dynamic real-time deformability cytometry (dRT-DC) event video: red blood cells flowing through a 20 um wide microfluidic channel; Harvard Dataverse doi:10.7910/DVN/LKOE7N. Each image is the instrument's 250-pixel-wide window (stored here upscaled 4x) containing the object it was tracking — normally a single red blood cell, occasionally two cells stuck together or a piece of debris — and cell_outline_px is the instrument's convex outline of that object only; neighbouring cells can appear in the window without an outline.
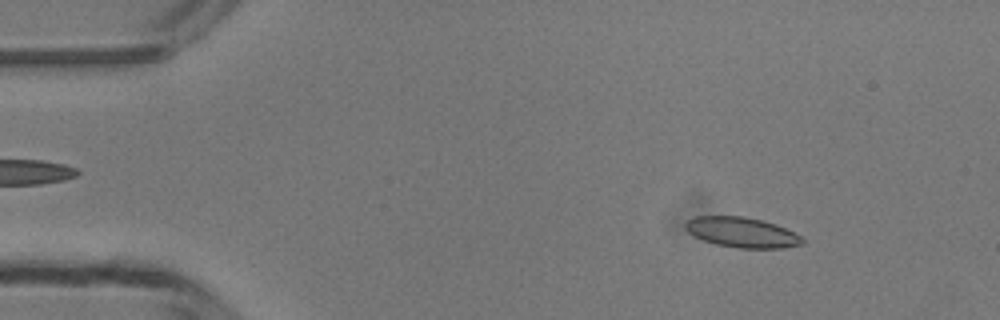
{"species": "common noctule bat (a hibernating species)", "species_latin": "Nyctalus noctula", "temperature_condition": "room temperature", "stored_images_in_passage": 48, "camera_frame_rate_fps": 3000, "um_per_image_px": 0.085, "animal": {"sex": "male", "body_mass_g": 13.3}, "frame": {"image": 1, "passage_image": 6, "time_ms": 1.667, "image_size_px": [1000, 320], "cell_outline_px": [[804, 244], [784, 248], [736, 248], [716, 244], [704, 240], [688, 232], [684, 228], [684, 224], [688, 220], [696, 216], [744, 216], [776, 224], [800, 236], [804, 240]], "centroid_in_image_um": [63.05, 19.75], "position_along_channel_um": 21.9, "area_um2": 20.46}}
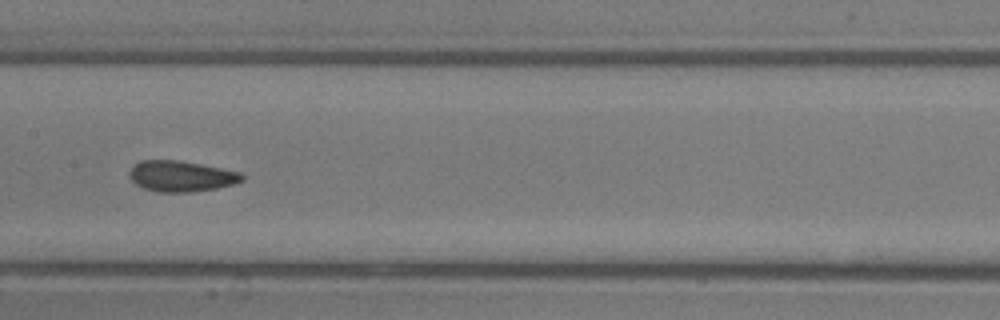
{"frame": {"image": 2, "passage_image": 24, "time_ms": 7.667, "image_size_px": [1000, 320], "cell_outline_px": [[244, 180], [236, 184], [216, 188], [192, 192], [156, 192], [144, 188], [136, 184], [128, 176], [128, 172], [140, 160], [176, 160], [200, 164], [240, 172], [244, 176]], "centroid_in_image_um": [15.4, 14.98], "position_along_channel_um": 192.0, "area_um2": 20.23}}
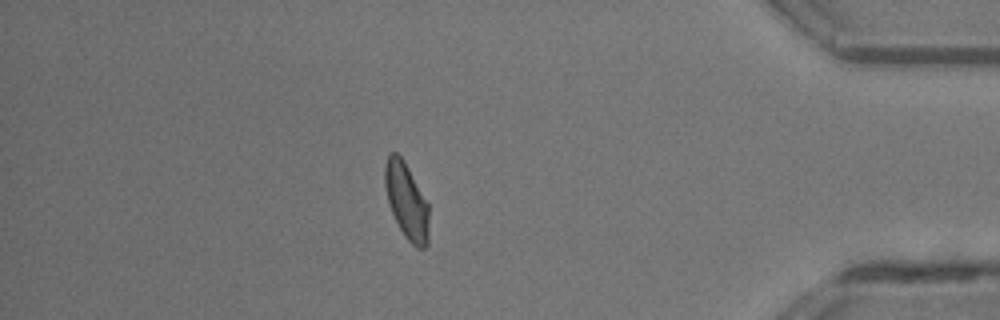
{"frame": {"image": 3, "passage_image": 42, "time_ms": 13.667, "image_size_px": [1000, 320], "cell_outline_px": [[428, 244], [424, 248], [416, 248], [404, 236], [388, 204], [384, 184], [384, 168], [388, 156], [392, 152], [396, 152], [404, 160], [428, 204]], "centroid_in_image_um": [34.54, 17.09], "position_along_channel_um": 400.7, "area_um2": 19.36}, "authors_computed_cell_mechanics": {"area_um2": 20.1722, "velocity_mm_per_s": 4.1802, "shape_relaxation_time_tau1_ms": 5.052, "shape_relaxation_time_tau2_ms": 1.8861, "deformation_change_tau1": 0.1123, "deformation_change_tau2": 0.0784}}